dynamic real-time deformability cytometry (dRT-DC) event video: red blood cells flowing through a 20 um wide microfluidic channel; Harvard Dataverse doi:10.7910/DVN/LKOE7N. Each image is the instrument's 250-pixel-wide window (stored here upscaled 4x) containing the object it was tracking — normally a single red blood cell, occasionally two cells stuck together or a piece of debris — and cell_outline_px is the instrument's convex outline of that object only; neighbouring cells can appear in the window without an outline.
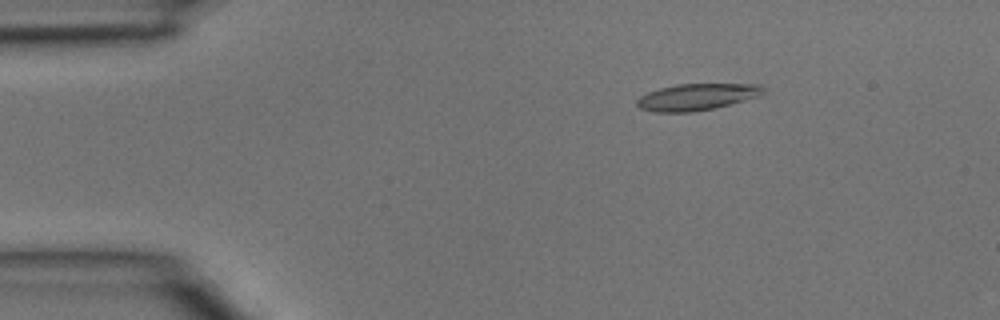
{"species": "common noctule bat (a hibernating species)", "species_latin": "Nyctalus noctula", "temperature_condition": "room temperature", "stored_images_in_passage": 4, "camera_frame_rate_fps": 3000, "um_per_image_px": 0.085, "animal": {"sex": "male", "body_mass_g": 15.6}, "frame": {"image": 1, "passage_image": 2, "time_ms": 0.333, "image_size_px": [1000, 320], "cell_outline_px": [[768, 92], [760, 96], [712, 108], [692, 112], [656, 112], [640, 108], [636, 104], [636, 100], [640, 96], [648, 92], [660, 88], [676, 84], [764, 84]], "centroid_in_image_um": [59.28, 8.22], "position_along_channel_um": 25.7, "area_um2": 19.65}}